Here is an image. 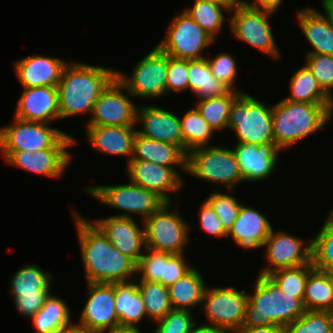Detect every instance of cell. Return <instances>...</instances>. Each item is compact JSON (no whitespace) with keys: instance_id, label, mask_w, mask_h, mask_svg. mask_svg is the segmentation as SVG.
<instances>
[{"instance_id":"obj_17","label":"cell","mask_w":333,"mask_h":333,"mask_svg":"<svg viewBox=\"0 0 333 333\" xmlns=\"http://www.w3.org/2000/svg\"><path fill=\"white\" fill-rule=\"evenodd\" d=\"M88 299L80 314L79 323L98 332L119 325L115 310V283L87 282Z\"/></svg>"},{"instance_id":"obj_40","label":"cell","mask_w":333,"mask_h":333,"mask_svg":"<svg viewBox=\"0 0 333 333\" xmlns=\"http://www.w3.org/2000/svg\"><path fill=\"white\" fill-rule=\"evenodd\" d=\"M313 269L311 262L295 268L278 269L268 276L280 286L285 294L304 295L307 278Z\"/></svg>"},{"instance_id":"obj_33","label":"cell","mask_w":333,"mask_h":333,"mask_svg":"<svg viewBox=\"0 0 333 333\" xmlns=\"http://www.w3.org/2000/svg\"><path fill=\"white\" fill-rule=\"evenodd\" d=\"M303 303L306 310L333 311V281L322 270L309 273Z\"/></svg>"},{"instance_id":"obj_44","label":"cell","mask_w":333,"mask_h":333,"mask_svg":"<svg viewBox=\"0 0 333 333\" xmlns=\"http://www.w3.org/2000/svg\"><path fill=\"white\" fill-rule=\"evenodd\" d=\"M139 262L136 265V273L141 276L139 280L160 282L164 270V252L145 247ZM141 273V274H140Z\"/></svg>"},{"instance_id":"obj_41","label":"cell","mask_w":333,"mask_h":333,"mask_svg":"<svg viewBox=\"0 0 333 333\" xmlns=\"http://www.w3.org/2000/svg\"><path fill=\"white\" fill-rule=\"evenodd\" d=\"M311 240V262L314 268L323 270L333 262V221L328 217Z\"/></svg>"},{"instance_id":"obj_36","label":"cell","mask_w":333,"mask_h":333,"mask_svg":"<svg viewBox=\"0 0 333 333\" xmlns=\"http://www.w3.org/2000/svg\"><path fill=\"white\" fill-rule=\"evenodd\" d=\"M240 93H242V91L230 90L227 94L220 97L197 100L195 108L215 132L225 130L227 128L233 100Z\"/></svg>"},{"instance_id":"obj_52","label":"cell","mask_w":333,"mask_h":333,"mask_svg":"<svg viewBox=\"0 0 333 333\" xmlns=\"http://www.w3.org/2000/svg\"><path fill=\"white\" fill-rule=\"evenodd\" d=\"M282 2L283 0H253L248 2V6L275 13Z\"/></svg>"},{"instance_id":"obj_56","label":"cell","mask_w":333,"mask_h":333,"mask_svg":"<svg viewBox=\"0 0 333 333\" xmlns=\"http://www.w3.org/2000/svg\"><path fill=\"white\" fill-rule=\"evenodd\" d=\"M99 333H142L137 326L117 325Z\"/></svg>"},{"instance_id":"obj_53","label":"cell","mask_w":333,"mask_h":333,"mask_svg":"<svg viewBox=\"0 0 333 333\" xmlns=\"http://www.w3.org/2000/svg\"><path fill=\"white\" fill-rule=\"evenodd\" d=\"M230 331L222 326H216L208 323H195L190 333H229Z\"/></svg>"},{"instance_id":"obj_7","label":"cell","mask_w":333,"mask_h":333,"mask_svg":"<svg viewBox=\"0 0 333 333\" xmlns=\"http://www.w3.org/2000/svg\"><path fill=\"white\" fill-rule=\"evenodd\" d=\"M191 176L233 190L244 181L232 148L201 146L187 153V171Z\"/></svg>"},{"instance_id":"obj_20","label":"cell","mask_w":333,"mask_h":333,"mask_svg":"<svg viewBox=\"0 0 333 333\" xmlns=\"http://www.w3.org/2000/svg\"><path fill=\"white\" fill-rule=\"evenodd\" d=\"M235 152L240 172L244 181H264L276 169L281 151L275 143H236Z\"/></svg>"},{"instance_id":"obj_35","label":"cell","mask_w":333,"mask_h":333,"mask_svg":"<svg viewBox=\"0 0 333 333\" xmlns=\"http://www.w3.org/2000/svg\"><path fill=\"white\" fill-rule=\"evenodd\" d=\"M179 118L183 136V151L186 154L194 148L209 146L215 131L195 107Z\"/></svg>"},{"instance_id":"obj_58","label":"cell","mask_w":333,"mask_h":333,"mask_svg":"<svg viewBox=\"0 0 333 333\" xmlns=\"http://www.w3.org/2000/svg\"><path fill=\"white\" fill-rule=\"evenodd\" d=\"M322 271L333 281V262H330Z\"/></svg>"},{"instance_id":"obj_29","label":"cell","mask_w":333,"mask_h":333,"mask_svg":"<svg viewBox=\"0 0 333 333\" xmlns=\"http://www.w3.org/2000/svg\"><path fill=\"white\" fill-rule=\"evenodd\" d=\"M206 289L201 273L192 267L175 283L168 286L170 302L173 309L192 310L202 304Z\"/></svg>"},{"instance_id":"obj_31","label":"cell","mask_w":333,"mask_h":333,"mask_svg":"<svg viewBox=\"0 0 333 333\" xmlns=\"http://www.w3.org/2000/svg\"><path fill=\"white\" fill-rule=\"evenodd\" d=\"M64 299L49 295L42 308L30 319L36 333H57L71 323V312Z\"/></svg>"},{"instance_id":"obj_14","label":"cell","mask_w":333,"mask_h":333,"mask_svg":"<svg viewBox=\"0 0 333 333\" xmlns=\"http://www.w3.org/2000/svg\"><path fill=\"white\" fill-rule=\"evenodd\" d=\"M248 296L235 287H209L204 291L202 309L209 324L222 326L230 332L243 326Z\"/></svg>"},{"instance_id":"obj_26","label":"cell","mask_w":333,"mask_h":333,"mask_svg":"<svg viewBox=\"0 0 333 333\" xmlns=\"http://www.w3.org/2000/svg\"><path fill=\"white\" fill-rule=\"evenodd\" d=\"M297 22L312 50L306 54L333 55V23L324 11L321 14L317 9L307 7L297 10Z\"/></svg>"},{"instance_id":"obj_28","label":"cell","mask_w":333,"mask_h":333,"mask_svg":"<svg viewBox=\"0 0 333 333\" xmlns=\"http://www.w3.org/2000/svg\"><path fill=\"white\" fill-rule=\"evenodd\" d=\"M115 310L119 325L137 326L147 317L142 296L134 280L115 283Z\"/></svg>"},{"instance_id":"obj_42","label":"cell","mask_w":333,"mask_h":333,"mask_svg":"<svg viewBox=\"0 0 333 333\" xmlns=\"http://www.w3.org/2000/svg\"><path fill=\"white\" fill-rule=\"evenodd\" d=\"M305 65L317 79L321 88L330 96L328 105L330 119L333 115V55L306 54Z\"/></svg>"},{"instance_id":"obj_51","label":"cell","mask_w":333,"mask_h":333,"mask_svg":"<svg viewBox=\"0 0 333 333\" xmlns=\"http://www.w3.org/2000/svg\"><path fill=\"white\" fill-rule=\"evenodd\" d=\"M230 333H283V327L276 324L265 327L241 326L240 328L232 330Z\"/></svg>"},{"instance_id":"obj_1","label":"cell","mask_w":333,"mask_h":333,"mask_svg":"<svg viewBox=\"0 0 333 333\" xmlns=\"http://www.w3.org/2000/svg\"><path fill=\"white\" fill-rule=\"evenodd\" d=\"M72 215L78 232L86 282L112 284L135 279L137 264L116 249L92 222L76 210Z\"/></svg>"},{"instance_id":"obj_4","label":"cell","mask_w":333,"mask_h":333,"mask_svg":"<svg viewBox=\"0 0 333 333\" xmlns=\"http://www.w3.org/2000/svg\"><path fill=\"white\" fill-rule=\"evenodd\" d=\"M328 105L284 98L272 105V132L277 147L284 150L323 128L331 120Z\"/></svg>"},{"instance_id":"obj_32","label":"cell","mask_w":333,"mask_h":333,"mask_svg":"<svg viewBox=\"0 0 333 333\" xmlns=\"http://www.w3.org/2000/svg\"><path fill=\"white\" fill-rule=\"evenodd\" d=\"M290 94L284 99L293 102L330 103V96L321 88L310 69L303 67L294 71L289 80Z\"/></svg>"},{"instance_id":"obj_57","label":"cell","mask_w":333,"mask_h":333,"mask_svg":"<svg viewBox=\"0 0 333 333\" xmlns=\"http://www.w3.org/2000/svg\"><path fill=\"white\" fill-rule=\"evenodd\" d=\"M321 5L333 23V0H322Z\"/></svg>"},{"instance_id":"obj_18","label":"cell","mask_w":333,"mask_h":333,"mask_svg":"<svg viewBox=\"0 0 333 333\" xmlns=\"http://www.w3.org/2000/svg\"><path fill=\"white\" fill-rule=\"evenodd\" d=\"M92 223L121 253L127 255L136 264L139 262L145 244V230L137 225L134 218L108 216L95 219Z\"/></svg>"},{"instance_id":"obj_30","label":"cell","mask_w":333,"mask_h":333,"mask_svg":"<svg viewBox=\"0 0 333 333\" xmlns=\"http://www.w3.org/2000/svg\"><path fill=\"white\" fill-rule=\"evenodd\" d=\"M188 83L197 100L220 97L230 89L212 73L207 58L189 60Z\"/></svg>"},{"instance_id":"obj_37","label":"cell","mask_w":333,"mask_h":333,"mask_svg":"<svg viewBox=\"0 0 333 333\" xmlns=\"http://www.w3.org/2000/svg\"><path fill=\"white\" fill-rule=\"evenodd\" d=\"M223 11L230 12L224 6L211 0H195L194 4L184 10L215 41L225 21Z\"/></svg>"},{"instance_id":"obj_21","label":"cell","mask_w":333,"mask_h":333,"mask_svg":"<svg viewBox=\"0 0 333 333\" xmlns=\"http://www.w3.org/2000/svg\"><path fill=\"white\" fill-rule=\"evenodd\" d=\"M72 157L68 148H47L34 152L14 151L4 161L11 166H17L43 177L58 179L70 166Z\"/></svg>"},{"instance_id":"obj_59","label":"cell","mask_w":333,"mask_h":333,"mask_svg":"<svg viewBox=\"0 0 333 333\" xmlns=\"http://www.w3.org/2000/svg\"><path fill=\"white\" fill-rule=\"evenodd\" d=\"M328 217L333 221V211L329 213Z\"/></svg>"},{"instance_id":"obj_25","label":"cell","mask_w":333,"mask_h":333,"mask_svg":"<svg viewBox=\"0 0 333 333\" xmlns=\"http://www.w3.org/2000/svg\"><path fill=\"white\" fill-rule=\"evenodd\" d=\"M86 139L93 148L104 154L129 157L133 155L135 126L86 125Z\"/></svg>"},{"instance_id":"obj_50","label":"cell","mask_w":333,"mask_h":333,"mask_svg":"<svg viewBox=\"0 0 333 333\" xmlns=\"http://www.w3.org/2000/svg\"><path fill=\"white\" fill-rule=\"evenodd\" d=\"M199 212L201 228L208 234L218 237L227 238V231L222 227L221 221L217 214L214 212L211 205L205 201L201 204Z\"/></svg>"},{"instance_id":"obj_13","label":"cell","mask_w":333,"mask_h":333,"mask_svg":"<svg viewBox=\"0 0 333 333\" xmlns=\"http://www.w3.org/2000/svg\"><path fill=\"white\" fill-rule=\"evenodd\" d=\"M131 97L133 95L115 77L94 104L86 125L135 126L138 106L134 105Z\"/></svg>"},{"instance_id":"obj_16","label":"cell","mask_w":333,"mask_h":333,"mask_svg":"<svg viewBox=\"0 0 333 333\" xmlns=\"http://www.w3.org/2000/svg\"><path fill=\"white\" fill-rule=\"evenodd\" d=\"M126 172L131 183L155 192L165 202H172L170 193H176L183 186V177L176 169L152 162L130 160Z\"/></svg>"},{"instance_id":"obj_9","label":"cell","mask_w":333,"mask_h":333,"mask_svg":"<svg viewBox=\"0 0 333 333\" xmlns=\"http://www.w3.org/2000/svg\"><path fill=\"white\" fill-rule=\"evenodd\" d=\"M85 190L98 202L125 211L112 216L133 218L132 214H137L143 217L142 222L165 203L155 192L131 182L89 186Z\"/></svg>"},{"instance_id":"obj_10","label":"cell","mask_w":333,"mask_h":333,"mask_svg":"<svg viewBox=\"0 0 333 333\" xmlns=\"http://www.w3.org/2000/svg\"><path fill=\"white\" fill-rule=\"evenodd\" d=\"M132 69L130 77L121 71H116V78L133 97L158 98L166 94L168 54L157 45Z\"/></svg>"},{"instance_id":"obj_54","label":"cell","mask_w":333,"mask_h":333,"mask_svg":"<svg viewBox=\"0 0 333 333\" xmlns=\"http://www.w3.org/2000/svg\"><path fill=\"white\" fill-rule=\"evenodd\" d=\"M57 333H99L98 331L91 330L80 323H69L61 328Z\"/></svg>"},{"instance_id":"obj_49","label":"cell","mask_w":333,"mask_h":333,"mask_svg":"<svg viewBox=\"0 0 333 333\" xmlns=\"http://www.w3.org/2000/svg\"><path fill=\"white\" fill-rule=\"evenodd\" d=\"M50 292H37V294L29 295H12L14 297L15 307L19 314L27 318L34 316L44 305L46 298Z\"/></svg>"},{"instance_id":"obj_19","label":"cell","mask_w":333,"mask_h":333,"mask_svg":"<svg viewBox=\"0 0 333 333\" xmlns=\"http://www.w3.org/2000/svg\"><path fill=\"white\" fill-rule=\"evenodd\" d=\"M141 129L137 133L153 140L175 144L183 150V136L180 118L167 109L157 105H142L137 107L136 126Z\"/></svg>"},{"instance_id":"obj_22","label":"cell","mask_w":333,"mask_h":333,"mask_svg":"<svg viewBox=\"0 0 333 333\" xmlns=\"http://www.w3.org/2000/svg\"><path fill=\"white\" fill-rule=\"evenodd\" d=\"M23 88L14 117L42 123L60 119L57 86Z\"/></svg>"},{"instance_id":"obj_15","label":"cell","mask_w":333,"mask_h":333,"mask_svg":"<svg viewBox=\"0 0 333 333\" xmlns=\"http://www.w3.org/2000/svg\"><path fill=\"white\" fill-rule=\"evenodd\" d=\"M263 246H266L265 259L268 264L259 274L269 275L278 269L295 268L311 263V240L305 245L303 239L289 232H274L272 229Z\"/></svg>"},{"instance_id":"obj_6","label":"cell","mask_w":333,"mask_h":333,"mask_svg":"<svg viewBox=\"0 0 333 333\" xmlns=\"http://www.w3.org/2000/svg\"><path fill=\"white\" fill-rule=\"evenodd\" d=\"M267 106L245 92L233 100L227 128L234 131L237 143H275L272 132V106Z\"/></svg>"},{"instance_id":"obj_2","label":"cell","mask_w":333,"mask_h":333,"mask_svg":"<svg viewBox=\"0 0 333 333\" xmlns=\"http://www.w3.org/2000/svg\"><path fill=\"white\" fill-rule=\"evenodd\" d=\"M113 68L68 62L57 85L60 119L92 112L102 91L116 77Z\"/></svg>"},{"instance_id":"obj_5","label":"cell","mask_w":333,"mask_h":333,"mask_svg":"<svg viewBox=\"0 0 333 333\" xmlns=\"http://www.w3.org/2000/svg\"><path fill=\"white\" fill-rule=\"evenodd\" d=\"M13 122L0 128V153L4 159L14 151L34 152L47 148H69L76 144L72 136L48 126L49 123L25 121L16 117Z\"/></svg>"},{"instance_id":"obj_12","label":"cell","mask_w":333,"mask_h":333,"mask_svg":"<svg viewBox=\"0 0 333 333\" xmlns=\"http://www.w3.org/2000/svg\"><path fill=\"white\" fill-rule=\"evenodd\" d=\"M230 12L232 16L228 19L233 37L253 46L261 53L268 54L273 59L280 58L281 54L268 19L273 12L248 5Z\"/></svg>"},{"instance_id":"obj_27","label":"cell","mask_w":333,"mask_h":333,"mask_svg":"<svg viewBox=\"0 0 333 333\" xmlns=\"http://www.w3.org/2000/svg\"><path fill=\"white\" fill-rule=\"evenodd\" d=\"M131 160H143L176 169L181 166L187 171V154L177 145L135 135Z\"/></svg>"},{"instance_id":"obj_24","label":"cell","mask_w":333,"mask_h":333,"mask_svg":"<svg viewBox=\"0 0 333 333\" xmlns=\"http://www.w3.org/2000/svg\"><path fill=\"white\" fill-rule=\"evenodd\" d=\"M271 231L272 226L266 216L255 208L242 204L227 237L231 236L240 247L257 249L263 247Z\"/></svg>"},{"instance_id":"obj_8","label":"cell","mask_w":333,"mask_h":333,"mask_svg":"<svg viewBox=\"0 0 333 333\" xmlns=\"http://www.w3.org/2000/svg\"><path fill=\"white\" fill-rule=\"evenodd\" d=\"M171 203L165 202L143 221L145 244L157 251L181 254L189 243L190 226L178 210H170Z\"/></svg>"},{"instance_id":"obj_48","label":"cell","mask_w":333,"mask_h":333,"mask_svg":"<svg viewBox=\"0 0 333 333\" xmlns=\"http://www.w3.org/2000/svg\"><path fill=\"white\" fill-rule=\"evenodd\" d=\"M184 256V253L170 254L164 252L163 285L170 286L193 267L186 262Z\"/></svg>"},{"instance_id":"obj_38","label":"cell","mask_w":333,"mask_h":333,"mask_svg":"<svg viewBox=\"0 0 333 333\" xmlns=\"http://www.w3.org/2000/svg\"><path fill=\"white\" fill-rule=\"evenodd\" d=\"M138 281L137 286L144 302L147 318L153 321L160 320L172 309L168 286L160 282Z\"/></svg>"},{"instance_id":"obj_34","label":"cell","mask_w":333,"mask_h":333,"mask_svg":"<svg viewBox=\"0 0 333 333\" xmlns=\"http://www.w3.org/2000/svg\"><path fill=\"white\" fill-rule=\"evenodd\" d=\"M53 275L38 265L27 264L17 270L11 278V295H29L37 292H50Z\"/></svg>"},{"instance_id":"obj_11","label":"cell","mask_w":333,"mask_h":333,"mask_svg":"<svg viewBox=\"0 0 333 333\" xmlns=\"http://www.w3.org/2000/svg\"><path fill=\"white\" fill-rule=\"evenodd\" d=\"M214 41L199 24L183 11L169 24L165 37L157 46L170 57L198 60L205 58L201 52Z\"/></svg>"},{"instance_id":"obj_23","label":"cell","mask_w":333,"mask_h":333,"mask_svg":"<svg viewBox=\"0 0 333 333\" xmlns=\"http://www.w3.org/2000/svg\"><path fill=\"white\" fill-rule=\"evenodd\" d=\"M67 61L58 57L34 54L14 63L22 87L57 86Z\"/></svg>"},{"instance_id":"obj_47","label":"cell","mask_w":333,"mask_h":333,"mask_svg":"<svg viewBox=\"0 0 333 333\" xmlns=\"http://www.w3.org/2000/svg\"><path fill=\"white\" fill-rule=\"evenodd\" d=\"M188 69L189 60L173 58L168 55L166 94L170 91L181 92L189 89Z\"/></svg>"},{"instance_id":"obj_43","label":"cell","mask_w":333,"mask_h":333,"mask_svg":"<svg viewBox=\"0 0 333 333\" xmlns=\"http://www.w3.org/2000/svg\"><path fill=\"white\" fill-rule=\"evenodd\" d=\"M231 192L232 190H228V192L226 191V193L222 194L218 190H214L209 198L206 199L220 219L222 227L227 232L237 220L242 205Z\"/></svg>"},{"instance_id":"obj_39","label":"cell","mask_w":333,"mask_h":333,"mask_svg":"<svg viewBox=\"0 0 333 333\" xmlns=\"http://www.w3.org/2000/svg\"><path fill=\"white\" fill-rule=\"evenodd\" d=\"M283 333H333V313L306 310L300 318L283 327Z\"/></svg>"},{"instance_id":"obj_45","label":"cell","mask_w":333,"mask_h":333,"mask_svg":"<svg viewBox=\"0 0 333 333\" xmlns=\"http://www.w3.org/2000/svg\"><path fill=\"white\" fill-rule=\"evenodd\" d=\"M192 311L184 309H171L156 323L154 333H190L194 324Z\"/></svg>"},{"instance_id":"obj_3","label":"cell","mask_w":333,"mask_h":333,"mask_svg":"<svg viewBox=\"0 0 333 333\" xmlns=\"http://www.w3.org/2000/svg\"><path fill=\"white\" fill-rule=\"evenodd\" d=\"M243 326L265 327L272 324L285 327L306 311L304 295L285 294L268 275L258 274L254 293H247Z\"/></svg>"},{"instance_id":"obj_55","label":"cell","mask_w":333,"mask_h":333,"mask_svg":"<svg viewBox=\"0 0 333 333\" xmlns=\"http://www.w3.org/2000/svg\"><path fill=\"white\" fill-rule=\"evenodd\" d=\"M214 3L220 4L227 8L229 11L237 10L248 5L247 0H211Z\"/></svg>"},{"instance_id":"obj_46","label":"cell","mask_w":333,"mask_h":333,"mask_svg":"<svg viewBox=\"0 0 333 333\" xmlns=\"http://www.w3.org/2000/svg\"><path fill=\"white\" fill-rule=\"evenodd\" d=\"M212 73L217 77V79L224 83L230 90L238 91L235 89V82L237 79V62L235 58L229 53H218L216 57L208 58L206 57Z\"/></svg>"}]
</instances>
